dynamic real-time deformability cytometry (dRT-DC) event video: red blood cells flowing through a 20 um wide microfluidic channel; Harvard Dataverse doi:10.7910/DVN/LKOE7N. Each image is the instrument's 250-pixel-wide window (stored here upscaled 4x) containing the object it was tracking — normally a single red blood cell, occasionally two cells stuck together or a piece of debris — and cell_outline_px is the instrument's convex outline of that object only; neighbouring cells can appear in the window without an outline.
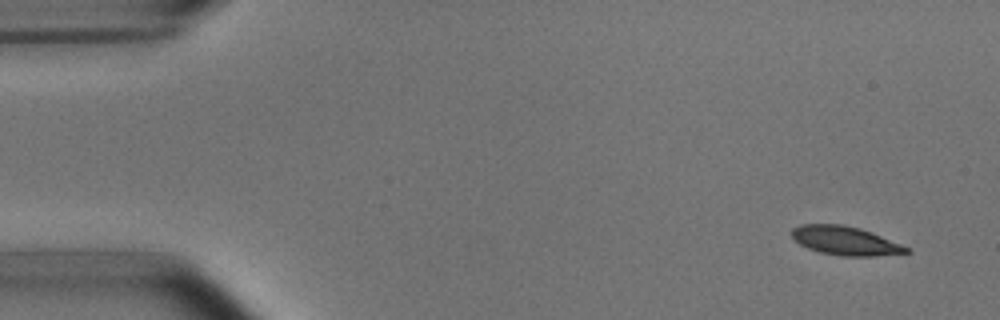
{"species": "common noctule bat (a hibernating species)", "species_latin": "Nyctalus noctula", "temperature_condition": "room temperature", "stored_images_in_passage": 5, "camera_frame_rate_fps": 3000, "um_per_image_px": 0.085, "animal": {"sex": "male", "body_mass_g": 15.6}, "frame": {"image": 1, "passage_image": 1, "time_ms": 0.0, "image_size_px": [1000, 320], "cell_outline_px": [[912, 252], [876, 256], [840, 256], [820, 252], [808, 248], [800, 244], [792, 236], [792, 228], [800, 224], [840, 224], [860, 228], [872, 232], [900, 244], [908, 248]], "centroid_in_image_um": [71.84, 20.46], "position_along_channel_um": 13.2, "area_um2": 19.13}}
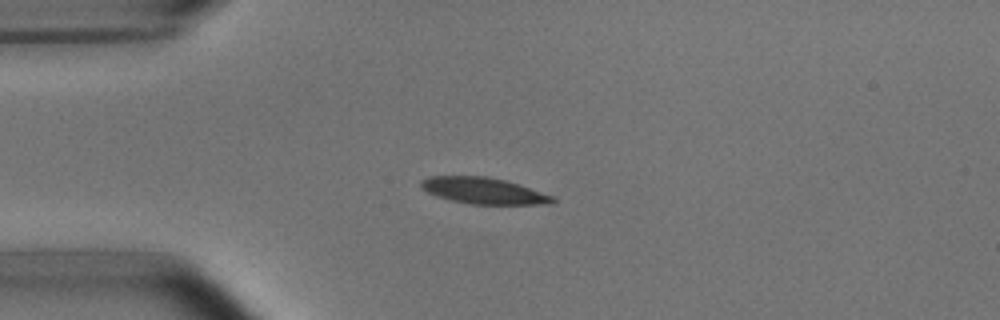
{"frame": {"image": 2, "passage_image": 4, "time_ms": 3.333, "image_size_px": [1000, 320], "cell_outline_px": [[556, 200], [552, 204], [468, 204], [436, 196], [420, 188], [420, 180], [428, 176], [488, 176], [520, 184], [556, 196]], "centroid_in_image_um": [41.13, 16.21], "position_along_channel_um": 43.9, "area_um2": 20.46}}
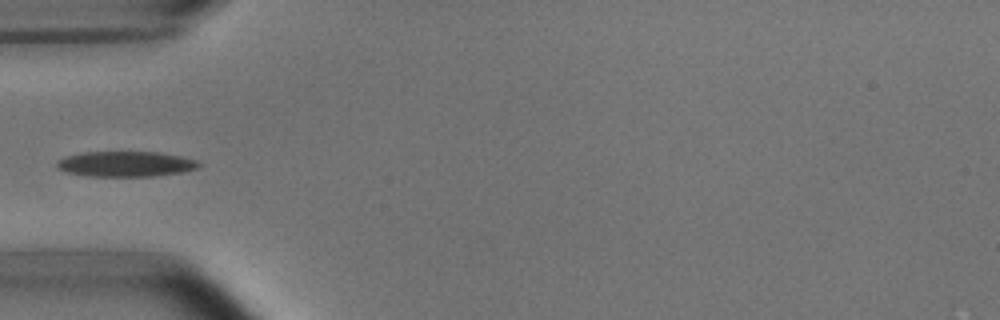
{"frame": {"image": 3, "passage_image": 5, "time_ms": 4.667, "image_size_px": [1000, 320], "cell_outline_px": [[204, 164], [200, 168], [184, 172], [152, 176], [88, 176], [64, 172], [56, 168], [56, 160], [64, 156], [80, 152], [160, 152], [180, 156], [196, 160]], "centroid_in_image_um": [10.67, 13.94], "position_along_channel_um": 74.3, "area_um2": 21.39}}